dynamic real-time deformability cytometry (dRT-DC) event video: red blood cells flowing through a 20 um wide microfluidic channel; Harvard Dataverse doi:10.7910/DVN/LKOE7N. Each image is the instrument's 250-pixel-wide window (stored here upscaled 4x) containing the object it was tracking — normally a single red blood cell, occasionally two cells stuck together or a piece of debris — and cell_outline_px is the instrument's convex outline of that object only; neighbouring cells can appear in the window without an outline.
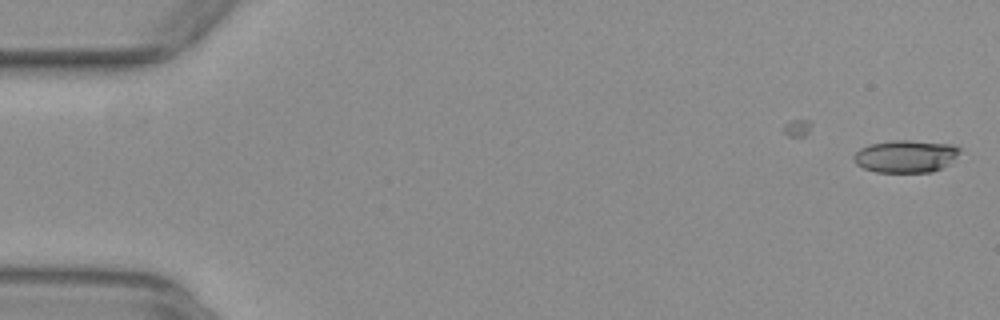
{"species": "common noctule bat (a hibernating species)", "species_latin": "Nyctalus noctula", "temperature_condition": "warm", "stored_images_in_passage": 16, "camera_frame_rate_fps": 3000, "um_per_image_px": 0.085, "animal": {"sex": "female", "body_mass_g": 29.2, "forearm_length_mm": 56.3}, "frame": {"image": 1, "passage_image": 1, "time_ms": 0.0, "image_size_px": [1000, 320], "cell_outline_px": [[960, 152], [948, 164], [932, 172], [876, 172], [864, 168], [856, 164], [852, 156], [860, 148], [872, 144], [892, 140], [908, 140], [952, 144], [960, 148]], "centroid_in_image_um": [76.97, 13.28], "position_along_channel_um": 8.0, "area_um2": 19.94}}
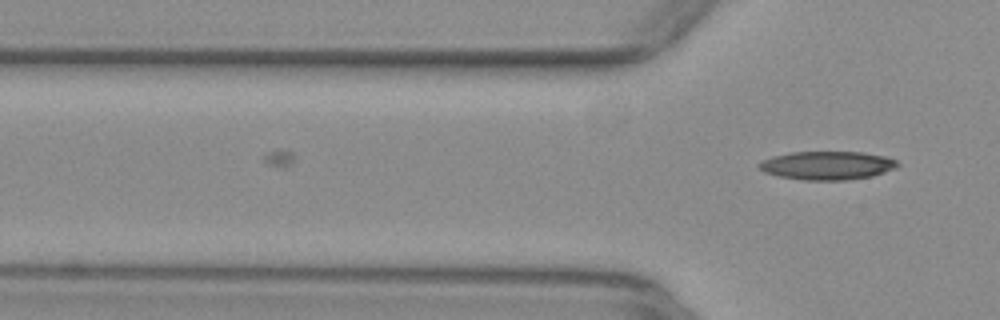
{"frame": {"image": 2, "passage_image": 16, "time_ms": 5.0, "image_size_px": [1000, 320], "cell_outline_px": [[900, 164], [896, 168], [872, 176], [848, 180], [804, 180], [780, 176], [764, 172], [756, 164], [772, 156], [792, 152], [864, 152], [884, 156], [896, 160]], "centroid_in_image_um": [70.33, 14.06], "position_along_channel_um": 55.5, "area_um2": 22.95}}